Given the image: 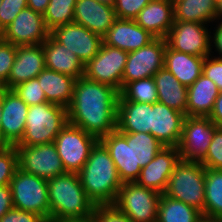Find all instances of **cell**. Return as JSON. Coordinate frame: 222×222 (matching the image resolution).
Wrapping results in <instances>:
<instances>
[{"label":"cell","instance_id":"35","mask_svg":"<svg viewBox=\"0 0 222 222\" xmlns=\"http://www.w3.org/2000/svg\"><path fill=\"white\" fill-rule=\"evenodd\" d=\"M77 0H50L43 14L46 27H55L74 22V8Z\"/></svg>","mask_w":222,"mask_h":222},{"label":"cell","instance_id":"39","mask_svg":"<svg viewBox=\"0 0 222 222\" xmlns=\"http://www.w3.org/2000/svg\"><path fill=\"white\" fill-rule=\"evenodd\" d=\"M15 57L16 46L0 37V87L6 86Z\"/></svg>","mask_w":222,"mask_h":222},{"label":"cell","instance_id":"12","mask_svg":"<svg viewBox=\"0 0 222 222\" xmlns=\"http://www.w3.org/2000/svg\"><path fill=\"white\" fill-rule=\"evenodd\" d=\"M166 39L155 38L148 45L128 52L127 62L123 71L122 88L129 82L153 77L164 67Z\"/></svg>","mask_w":222,"mask_h":222},{"label":"cell","instance_id":"46","mask_svg":"<svg viewBox=\"0 0 222 222\" xmlns=\"http://www.w3.org/2000/svg\"><path fill=\"white\" fill-rule=\"evenodd\" d=\"M219 128H222V92L214 102L211 114L208 116Z\"/></svg>","mask_w":222,"mask_h":222},{"label":"cell","instance_id":"50","mask_svg":"<svg viewBox=\"0 0 222 222\" xmlns=\"http://www.w3.org/2000/svg\"><path fill=\"white\" fill-rule=\"evenodd\" d=\"M222 18V0L217 3L216 8V20H221Z\"/></svg>","mask_w":222,"mask_h":222},{"label":"cell","instance_id":"17","mask_svg":"<svg viewBox=\"0 0 222 222\" xmlns=\"http://www.w3.org/2000/svg\"><path fill=\"white\" fill-rule=\"evenodd\" d=\"M177 147H164L156 156L141 169L136 181L142 187L155 190L161 194L166 191L169 177L176 164L180 161Z\"/></svg>","mask_w":222,"mask_h":222},{"label":"cell","instance_id":"6","mask_svg":"<svg viewBox=\"0 0 222 222\" xmlns=\"http://www.w3.org/2000/svg\"><path fill=\"white\" fill-rule=\"evenodd\" d=\"M13 208L35 213L49 222L47 180L17 169L11 182Z\"/></svg>","mask_w":222,"mask_h":222},{"label":"cell","instance_id":"49","mask_svg":"<svg viewBox=\"0 0 222 222\" xmlns=\"http://www.w3.org/2000/svg\"><path fill=\"white\" fill-rule=\"evenodd\" d=\"M49 222H92L91 218L87 219H57L50 220Z\"/></svg>","mask_w":222,"mask_h":222},{"label":"cell","instance_id":"27","mask_svg":"<svg viewBox=\"0 0 222 222\" xmlns=\"http://www.w3.org/2000/svg\"><path fill=\"white\" fill-rule=\"evenodd\" d=\"M219 93L216 84L202 74L188 87L186 116L208 117Z\"/></svg>","mask_w":222,"mask_h":222},{"label":"cell","instance_id":"45","mask_svg":"<svg viewBox=\"0 0 222 222\" xmlns=\"http://www.w3.org/2000/svg\"><path fill=\"white\" fill-rule=\"evenodd\" d=\"M13 208L10 185L0 186V218Z\"/></svg>","mask_w":222,"mask_h":222},{"label":"cell","instance_id":"29","mask_svg":"<svg viewBox=\"0 0 222 222\" xmlns=\"http://www.w3.org/2000/svg\"><path fill=\"white\" fill-rule=\"evenodd\" d=\"M153 78L156 84L158 102L186 116L188 87L182 85L165 67L157 71Z\"/></svg>","mask_w":222,"mask_h":222},{"label":"cell","instance_id":"32","mask_svg":"<svg viewBox=\"0 0 222 222\" xmlns=\"http://www.w3.org/2000/svg\"><path fill=\"white\" fill-rule=\"evenodd\" d=\"M202 219V212L197 208L166 196L164 193L161 195L157 222H200Z\"/></svg>","mask_w":222,"mask_h":222},{"label":"cell","instance_id":"48","mask_svg":"<svg viewBox=\"0 0 222 222\" xmlns=\"http://www.w3.org/2000/svg\"><path fill=\"white\" fill-rule=\"evenodd\" d=\"M50 0H27L28 7L43 15Z\"/></svg>","mask_w":222,"mask_h":222},{"label":"cell","instance_id":"2","mask_svg":"<svg viewBox=\"0 0 222 222\" xmlns=\"http://www.w3.org/2000/svg\"><path fill=\"white\" fill-rule=\"evenodd\" d=\"M78 176L95 205L114 204L123 184L108 149L100 140L92 147Z\"/></svg>","mask_w":222,"mask_h":222},{"label":"cell","instance_id":"44","mask_svg":"<svg viewBox=\"0 0 222 222\" xmlns=\"http://www.w3.org/2000/svg\"><path fill=\"white\" fill-rule=\"evenodd\" d=\"M0 222H46V221L41 216L35 213L12 208L0 218Z\"/></svg>","mask_w":222,"mask_h":222},{"label":"cell","instance_id":"25","mask_svg":"<svg viewBox=\"0 0 222 222\" xmlns=\"http://www.w3.org/2000/svg\"><path fill=\"white\" fill-rule=\"evenodd\" d=\"M100 141L108 149L121 182H134L131 133L115 130L102 137Z\"/></svg>","mask_w":222,"mask_h":222},{"label":"cell","instance_id":"31","mask_svg":"<svg viewBox=\"0 0 222 222\" xmlns=\"http://www.w3.org/2000/svg\"><path fill=\"white\" fill-rule=\"evenodd\" d=\"M131 145L134 182H136L140 176L141 169L145 167L165 146L150 133L144 132L131 133Z\"/></svg>","mask_w":222,"mask_h":222},{"label":"cell","instance_id":"8","mask_svg":"<svg viewBox=\"0 0 222 222\" xmlns=\"http://www.w3.org/2000/svg\"><path fill=\"white\" fill-rule=\"evenodd\" d=\"M98 139L69 122L53 142L66 172L79 173Z\"/></svg>","mask_w":222,"mask_h":222},{"label":"cell","instance_id":"3","mask_svg":"<svg viewBox=\"0 0 222 222\" xmlns=\"http://www.w3.org/2000/svg\"><path fill=\"white\" fill-rule=\"evenodd\" d=\"M49 221L91 218L94 202L86 195L78 173L66 172L47 180Z\"/></svg>","mask_w":222,"mask_h":222},{"label":"cell","instance_id":"38","mask_svg":"<svg viewBox=\"0 0 222 222\" xmlns=\"http://www.w3.org/2000/svg\"><path fill=\"white\" fill-rule=\"evenodd\" d=\"M200 163L205 168L222 169V128L215 130L208 151Z\"/></svg>","mask_w":222,"mask_h":222},{"label":"cell","instance_id":"16","mask_svg":"<svg viewBox=\"0 0 222 222\" xmlns=\"http://www.w3.org/2000/svg\"><path fill=\"white\" fill-rule=\"evenodd\" d=\"M29 106L14 92L3 87L0 145H16L24 135Z\"/></svg>","mask_w":222,"mask_h":222},{"label":"cell","instance_id":"52","mask_svg":"<svg viewBox=\"0 0 222 222\" xmlns=\"http://www.w3.org/2000/svg\"><path fill=\"white\" fill-rule=\"evenodd\" d=\"M99 3L107 4L109 6L114 7L116 0H96Z\"/></svg>","mask_w":222,"mask_h":222},{"label":"cell","instance_id":"53","mask_svg":"<svg viewBox=\"0 0 222 222\" xmlns=\"http://www.w3.org/2000/svg\"><path fill=\"white\" fill-rule=\"evenodd\" d=\"M200 222H222V220L203 218Z\"/></svg>","mask_w":222,"mask_h":222},{"label":"cell","instance_id":"47","mask_svg":"<svg viewBox=\"0 0 222 222\" xmlns=\"http://www.w3.org/2000/svg\"><path fill=\"white\" fill-rule=\"evenodd\" d=\"M213 36H211V47H215V51L220 55L219 58H222V22L217 25L213 31Z\"/></svg>","mask_w":222,"mask_h":222},{"label":"cell","instance_id":"51","mask_svg":"<svg viewBox=\"0 0 222 222\" xmlns=\"http://www.w3.org/2000/svg\"><path fill=\"white\" fill-rule=\"evenodd\" d=\"M2 106H3V87H0V127H1Z\"/></svg>","mask_w":222,"mask_h":222},{"label":"cell","instance_id":"33","mask_svg":"<svg viewBox=\"0 0 222 222\" xmlns=\"http://www.w3.org/2000/svg\"><path fill=\"white\" fill-rule=\"evenodd\" d=\"M204 218L222 220V169L205 168Z\"/></svg>","mask_w":222,"mask_h":222},{"label":"cell","instance_id":"40","mask_svg":"<svg viewBox=\"0 0 222 222\" xmlns=\"http://www.w3.org/2000/svg\"><path fill=\"white\" fill-rule=\"evenodd\" d=\"M26 7H28L27 0H2L0 5V33Z\"/></svg>","mask_w":222,"mask_h":222},{"label":"cell","instance_id":"18","mask_svg":"<svg viewBox=\"0 0 222 222\" xmlns=\"http://www.w3.org/2000/svg\"><path fill=\"white\" fill-rule=\"evenodd\" d=\"M186 116L165 104H152L150 134L165 147H177Z\"/></svg>","mask_w":222,"mask_h":222},{"label":"cell","instance_id":"22","mask_svg":"<svg viewBox=\"0 0 222 222\" xmlns=\"http://www.w3.org/2000/svg\"><path fill=\"white\" fill-rule=\"evenodd\" d=\"M152 104L126 101L120 94L117 103V130L121 133H150Z\"/></svg>","mask_w":222,"mask_h":222},{"label":"cell","instance_id":"5","mask_svg":"<svg viewBox=\"0 0 222 222\" xmlns=\"http://www.w3.org/2000/svg\"><path fill=\"white\" fill-rule=\"evenodd\" d=\"M164 194L197 208L204 218L205 167L199 161L180 159L169 177Z\"/></svg>","mask_w":222,"mask_h":222},{"label":"cell","instance_id":"43","mask_svg":"<svg viewBox=\"0 0 222 222\" xmlns=\"http://www.w3.org/2000/svg\"><path fill=\"white\" fill-rule=\"evenodd\" d=\"M213 57L211 55L205 57L202 74L211 79L222 92V58Z\"/></svg>","mask_w":222,"mask_h":222},{"label":"cell","instance_id":"30","mask_svg":"<svg viewBox=\"0 0 222 222\" xmlns=\"http://www.w3.org/2000/svg\"><path fill=\"white\" fill-rule=\"evenodd\" d=\"M215 0H175L174 21H190L208 24L216 20Z\"/></svg>","mask_w":222,"mask_h":222},{"label":"cell","instance_id":"24","mask_svg":"<svg viewBox=\"0 0 222 222\" xmlns=\"http://www.w3.org/2000/svg\"><path fill=\"white\" fill-rule=\"evenodd\" d=\"M134 20L155 38L166 39L174 23L173 4L151 0Z\"/></svg>","mask_w":222,"mask_h":222},{"label":"cell","instance_id":"41","mask_svg":"<svg viewBox=\"0 0 222 222\" xmlns=\"http://www.w3.org/2000/svg\"><path fill=\"white\" fill-rule=\"evenodd\" d=\"M91 220L92 222H132L113 204L96 205Z\"/></svg>","mask_w":222,"mask_h":222},{"label":"cell","instance_id":"15","mask_svg":"<svg viewBox=\"0 0 222 222\" xmlns=\"http://www.w3.org/2000/svg\"><path fill=\"white\" fill-rule=\"evenodd\" d=\"M50 34L86 65L100 50L103 38L76 23L55 27Z\"/></svg>","mask_w":222,"mask_h":222},{"label":"cell","instance_id":"26","mask_svg":"<svg viewBox=\"0 0 222 222\" xmlns=\"http://www.w3.org/2000/svg\"><path fill=\"white\" fill-rule=\"evenodd\" d=\"M204 60L205 57L176 51L167 44L164 67L170 71L182 85L189 87L202 75Z\"/></svg>","mask_w":222,"mask_h":222},{"label":"cell","instance_id":"21","mask_svg":"<svg viewBox=\"0 0 222 222\" xmlns=\"http://www.w3.org/2000/svg\"><path fill=\"white\" fill-rule=\"evenodd\" d=\"M117 19L114 7L96 0H77L74 8V23L101 36L106 35Z\"/></svg>","mask_w":222,"mask_h":222},{"label":"cell","instance_id":"7","mask_svg":"<svg viewBox=\"0 0 222 222\" xmlns=\"http://www.w3.org/2000/svg\"><path fill=\"white\" fill-rule=\"evenodd\" d=\"M161 195L137 182H127L122 184L113 205L132 222H157Z\"/></svg>","mask_w":222,"mask_h":222},{"label":"cell","instance_id":"19","mask_svg":"<svg viewBox=\"0 0 222 222\" xmlns=\"http://www.w3.org/2000/svg\"><path fill=\"white\" fill-rule=\"evenodd\" d=\"M45 68L43 43L16 46L15 61L4 88L13 89L20 83L36 78Z\"/></svg>","mask_w":222,"mask_h":222},{"label":"cell","instance_id":"4","mask_svg":"<svg viewBox=\"0 0 222 222\" xmlns=\"http://www.w3.org/2000/svg\"><path fill=\"white\" fill-rule=\"evenodd\" d=\"M67 123V108L49 102L31 105L26 116L24 135L16 145L52 143Z\"/></svg>","mask_w":222,"mask_h":222},{"label":"cell","instance_id":"54","mask_svg":"<svg viewBox=\"0 0 222 222\" xmlns=\"http://www.w3.org/2000/svg\"><path fill=\"white\" fill-rule=\"evenodd\" d=\"M153 1H164L172 4L175 2V0H153Z\"/></svg>","mask_w":222,"mask_h":222},{"label":"cell","instance_id":"10","mask_svg":"<svg viewBox=\"0 0 222 222\" xmlns=\"http://www.w3.org/2000/svg\"><path fill=\"white\" fill-rule=\"evenodd\" d=\"M217 128L209 117L186 116L177 146L181 159L200 162L207 153Z\"/></svg>","mask_w":222,"mask_h":222},{"label":"cell","instance_id":"37","mask_svg":"<svg viewBox=\"0 0 222 222\" xmlns=\"http://www.w3.org/2000/svg\"><path fill=\"white\" fill-rule=\"evenodd\" d=\"M13 90L28 106L47 102L37 78L20 83Z\"/></svg>","mask_w":222,"mask_h":222},{"label":"cell","instance_id":"11","mask_svg":"<svg viewBox=\"0 0 222 222\" xmlns=\"http://www.w3.org/2000/svg\"><path fill=\"white\" fill-rule=\"evenodd\" d=\"M18 152V166L23 172L52 179L66 173L54 143L34 146L15 145Z\"/></svg>","mask_w":222,"mask_h":222},{"label":"cell","instance_id":"28","mask_svg":"<svg viewBox=\"0 0 222 222\" xmlns=\"http://www.w3.org/2000/svg\"><path fill=\"white\" fill-rule=\"evenodd\" d=\"M47 102L68 108L71 103L76 79L45 68L36 77Z\"/></svg>","mask_w":222,"mask_h":222},{"label":"cell","instance_id":"9","mask_svg":"<svg viewBox=\"0 0 222 222\" xmlns=\"http://www.w3.org/2000/svg\"><path fill=\"white\" fill-rule=\"evenodd\" d=\"M127 58L128 52L102 43L98 53L85 65L84 76L109 85L120 93Z\"/></svg>","mask_w":222,"mask_h":222},{"label":"cell","instance_id":"42","mask_svg":"<svg viewBox=\"0 0 222 222\" xmlns=\"http://www.w3.org/2000/svg\"><path fill=\"white\" fill-rule=\"evenodd\" d=\"M151 0H116L114 10L119 19L134 20Z\"/></svg>","mask_w":222,"mask_h":222},{"label":"cell","instance_id":"20","mask_svg":"<svg viewBox=\"0 0 222 222\" xmlns=\"http://www.w3.org/2000/svg\"><path fill=\"white\" fill-rule=\"evenodd\" d=\"M154 39L155 37L140 27L135 20L117 18L103 37V43L132 52L148 45Z\"/></svg>","mask_w":222,"mask_h":222},{"label":"cell","instance_id":"14","mask_svg":"<svg viewBox=\"0 0 222 222\" xmlns=\"http://www.w3.org/2000/svg\"><path fill=\"white\" fill-rule=\"evenodd\" d=\"M50 36L43 15L26 7L1 33L0 37L15 46L42 44Z\"/></svg>","mask_w":222,"mask_h":222},{"label":"cell","instance_id":"34","mask_svg":"<svg viewBox=\"0 0 222 222\" xmlns=\"http://www.w3.org/2000/svg\"><path fill=\"white\" fill-rule=\"evenodd\" d=\"M126 101L150 103L158 102L156 84L153 77L127 83L119 93Z\"/></svg>","mask_w":222,"mask_h":222},{"label":"cell","instance_id":"36","mask_svg":"<svg viewBox=\"0 0 222 222\" xmlns=\"http://www.w3.org/2000/svg\"><path fill=\"white\" fill-rule=\"evenodd\" d=\"M18 168L16 147L14 145H0V186L10 185Z\"/></svg>","mask_w":222,"mask_h":222},{"label":"cell","instance_id":"1","mask_svg":"<svg viewBox=\"0 0 222 222\" xmlns=\"http://www.w3.org/2000/svg\"><path fill=\"white\" fill-rule=\"evenodd\" d=\"M118 97L115 88L80 77L67 108L68 122L100 140L117 130Z\"/></svg>","mask_w":222,"mask_h":222},{"label":"cell","instance_id":"13","mask_svg":"<svg viewBox=\"0 0 222 222\" xmlns=\"http://www.w3.org/2000/svg\"><path fill=\"white\" fill-rule=\"evenodd\" d=\"M205 25L190 21H174L166 37L167 44L176 51L199 57L212 55V35Z\"/></svg>","mask_w":222,"mask_h":222},{"label":"cell","instance_id":"23","mask_svg":"<svg viewBox=\"0 0 222 222\" xmlns=\"http://www.w3.org/2000/svg\"><path fill=\"white\" fill-rule=\"evenodd\" d=\"M45 67L79 79L84 76L85 65L74 53L61 45L51 34L43 42Z\"/></svg>","mask_w":222,"mask_h":222}]
</instances>
